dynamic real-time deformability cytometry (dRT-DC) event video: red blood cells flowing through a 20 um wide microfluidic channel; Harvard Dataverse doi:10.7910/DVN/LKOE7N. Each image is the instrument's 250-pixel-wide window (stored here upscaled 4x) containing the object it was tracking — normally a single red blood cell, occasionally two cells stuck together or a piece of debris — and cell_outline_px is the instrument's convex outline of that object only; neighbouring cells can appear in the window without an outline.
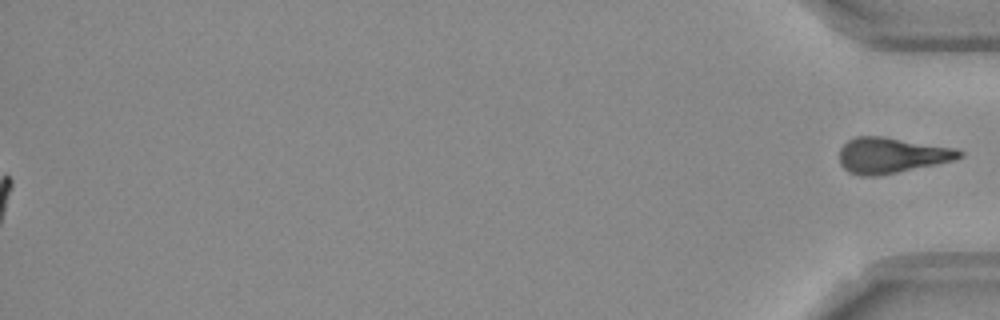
{"species": "Egyptian fruit bat (a non-hibernating species)", "species_latin": "Rousettus aegyptiacus", "temperature_condition": "room temperature", "stored_images_in_passage": 55, "segment_of_instrument_passage": [2, 2], "camera_frame_rate_fps": 3000, "um_per_image_px": 0.085, "frame": {"image": 1, "passage_image": 55, "time_ms": 18.0, "image_size_px": [1000, 320], "cell_outline_px": [[964, 156], [952, 160], [936, 164], [896, 172], [872, 176], [868, 176], [848, 172], [840, 164], [840, 148], [848, 140], [856, 136], [884, 136], [956, 148], [964, 152]], "centroid_in_image_um": [75.78, 13.18], "position_along_channel_um": 359.4, "area_um2": 24.74}}